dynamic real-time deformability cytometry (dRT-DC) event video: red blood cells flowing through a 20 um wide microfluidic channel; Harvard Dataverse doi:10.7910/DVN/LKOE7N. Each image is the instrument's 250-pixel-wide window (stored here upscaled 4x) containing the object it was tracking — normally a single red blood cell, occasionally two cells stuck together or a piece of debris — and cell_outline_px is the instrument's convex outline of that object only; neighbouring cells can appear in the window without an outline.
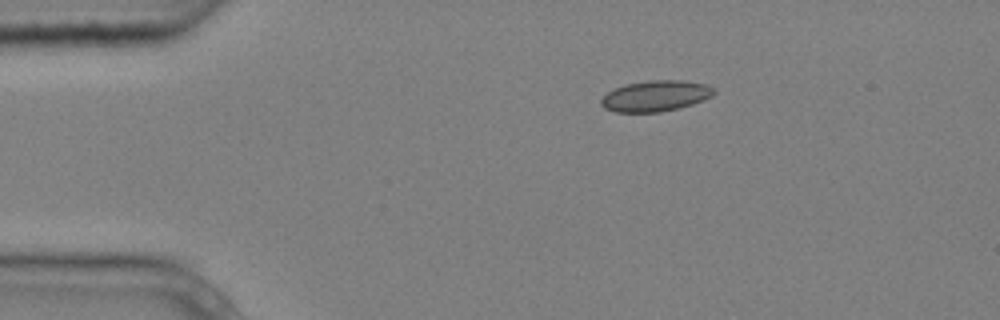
{"species": "common noctule bat (a hibernating species)", "species_latin": "Nyctalus noctula", "temperature_condition": "cold", "stored_images_in_passage": 3, "camera_frame_rate_fps": 3000, "um_per_image_px": 0.085, "animal": {"sex": "male", "body_mass_g": 20.4}, "frame": {"image": 1, "passage_image": 1, "time_ms": 0.0, "image_size_px": [1000, 320], "cell_outline_px": [[716, 92], [712, 96], [692, 104], [660, 112], [616, 112], [604, 108], [600, 104], [600, 100], [608, 92], [624, 84], [648, 80], [680, 80], [704, 84], [712, 88]], "centroid_in_image_um": [55.68, 8.15], "position_along_channel_um": 29.3, "area_um2": 20.11}}
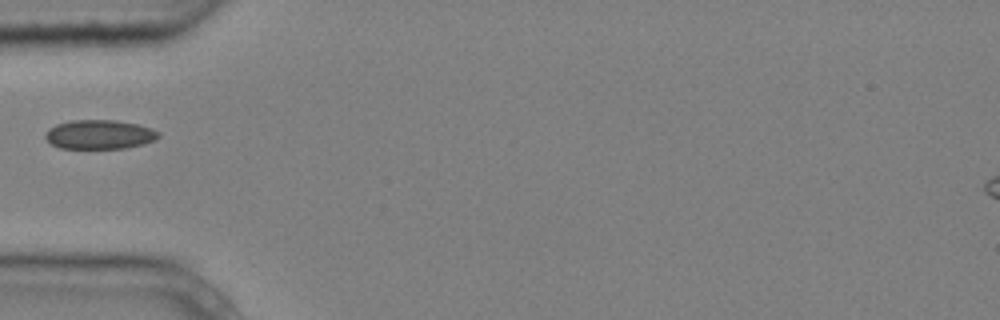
{"frame": {"image": 2, "passage_image": 3, "time_ms": 0.667, "image_size_px": [1000, 320], "cell_outline_px": [[160, 136], [156, 140], [144, 144], [124, 148], [60, 148], [52, 144], [44, 136], [44, 132], [48, 128], [56, 124], [72, 120], [116, 120], [136, 124], [152, 128], [160, 132]], "centroid_in_image_um": [8.46, 11.42], "position_along_channel_um": 76.5, "area_um2": 19.36}}